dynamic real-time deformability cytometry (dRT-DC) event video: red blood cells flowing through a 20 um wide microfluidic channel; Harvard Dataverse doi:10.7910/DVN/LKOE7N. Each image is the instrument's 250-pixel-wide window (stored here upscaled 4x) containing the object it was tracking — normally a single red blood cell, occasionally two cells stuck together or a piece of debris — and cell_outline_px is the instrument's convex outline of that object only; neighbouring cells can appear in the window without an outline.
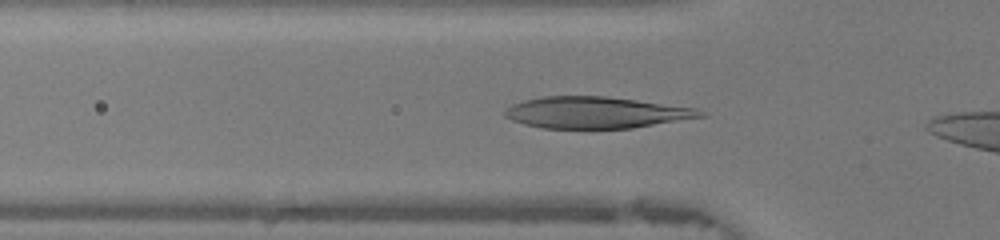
{"species": "human", "species_latin": "Homo sapiens", "temperature_condition": "warm", "stored_images_in_passage": 13, "camera_frame_rate_fps": 3000, "um_per_image_px": 0.085, "donor": {"sex": "female"}, "frame": {"image": 1, "passage_image": 2, "time_ms": 0.333, "image_size_px": [1000, 240], "cell_outline_px": [[708, 116], [632, 128], [544, 128], [524, 124], [512, 120], [504, 116], [504, 112], [512, 104], [524, 100], [544, 96], [604, 96], [636, 100], [696, 108], [704, 112]], "centroid_in_image_um": [50.67, 9.57], "position_along_channel_um": 75.1, "area_um2": 35.72}}
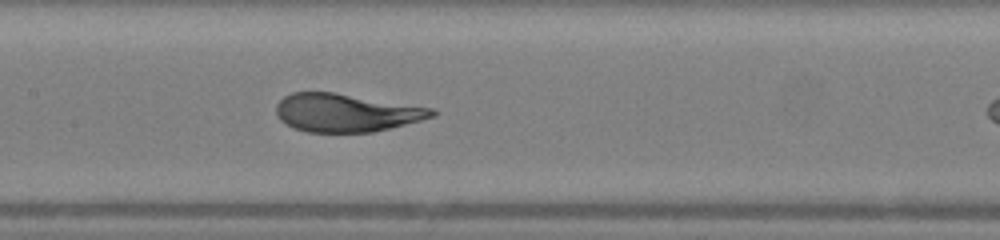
{"frame": {"image": 2, "passage_image": 9, "time_ms": 2.667, "image_size_px": [1000, 240], "cell_outline_px": [[436, 116], [372, 132], [308, 132], [292, 128], [280, 120], [276, 112], [276, 104], [284, 96], [292, 92], [332, 92], [436, 108]], "centroid_in_image_um": [29.41, 9.58], "position_along_channel_um": 178.0, "area_um2": 34.56}}
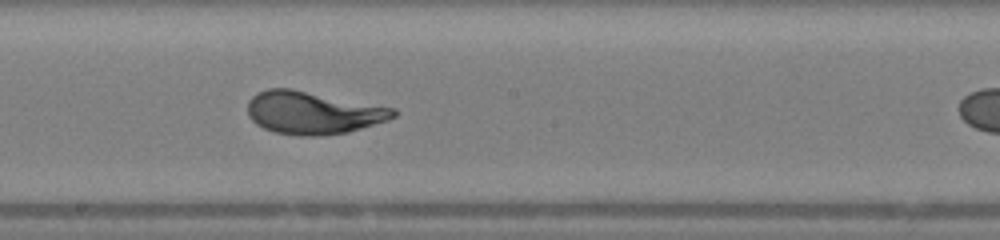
{"frame": {"image": 3, "passage_image": 12, "time_ms": 3.667, "image_size_px": [1000, 240], "cell_outline_px": [[396, 116], [388, 120], [348, 132], [320, 136], [300, 136], [276, 132], [264, 128], [256, 124], [248, 116], [248, 100], [256, 92], [268, 88], [292, 88], [396, 108]], "centroid_in_image_um": [26.59, 9.57], "position_along_channel_um": 221.6, "area_um2": 36.47}}